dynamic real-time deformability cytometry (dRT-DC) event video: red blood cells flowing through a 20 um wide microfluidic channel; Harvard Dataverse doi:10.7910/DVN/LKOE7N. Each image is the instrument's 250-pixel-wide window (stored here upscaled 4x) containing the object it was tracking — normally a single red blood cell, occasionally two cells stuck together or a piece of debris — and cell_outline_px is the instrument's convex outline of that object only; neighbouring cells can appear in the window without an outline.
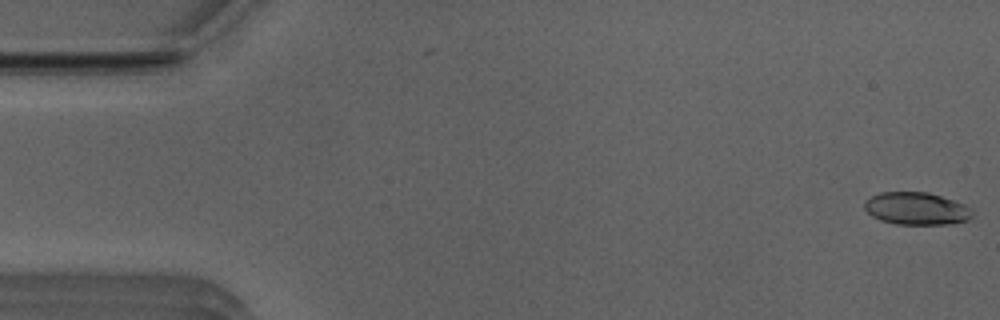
{"species": "Egyptian fruit bat (a non-hibernating species)", "species_latin": "Rousettus aegyptiacus", "temperature_condition": "room temperature", "stored_images_in_passage": 2, "camera_frame_rate_fps": 3000, "um_per_image_px": 0.085, "animal": {"sex": "male"}, "frame": {"image": 1, "passage_image": 2, "time_ms": 0.333, "image_size_px": [1000, 320], "cell_outline_px": [[972, 216], [968, 220], [948, 224], [896, 224], [880, 220], [872, 216], [864, 208], [864, 200], [880, 192], [928, 192], [964, 204], [972, 208]], "centroid_in_image_um": [77.88, 17.73], "position_along_channel_um": 7.1, "area_um2": 20.4}}